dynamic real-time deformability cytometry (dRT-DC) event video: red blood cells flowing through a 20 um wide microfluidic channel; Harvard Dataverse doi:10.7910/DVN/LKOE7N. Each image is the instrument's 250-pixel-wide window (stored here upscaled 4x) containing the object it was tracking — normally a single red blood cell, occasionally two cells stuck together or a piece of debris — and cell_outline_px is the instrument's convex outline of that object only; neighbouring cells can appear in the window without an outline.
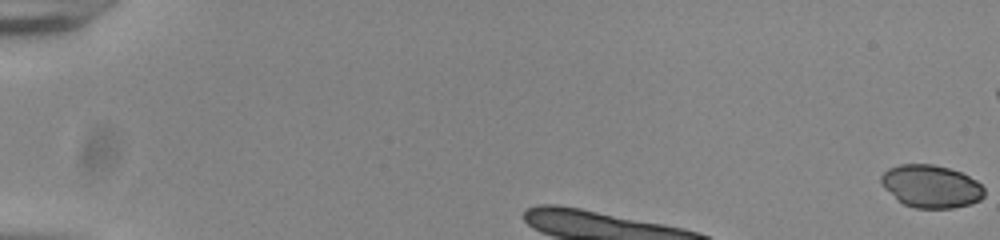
{"species": "common noctule bat (a hibernating species)", "species_latin": "Nyctalus noctula", "temperature_condition": "room temperature", "stored_images_in_passage": 8, "camera_frame_rate_fps": 3000, "um_per_image_px": 0.085, "animal": {"sex": "male", "body_mass_g": 20.0, "forearm_length_mm": 53.3}, "frame": {"image": 1, "passage_image": 1, "time_ms": 0.0, "image_size_px": [1000, 240], "cell_outline_px": [[984, 196], [980, 200], [972, 204], [952, 208], [916, 208], [904, 204], [896, 200], [880, 184], [880, 176], [888, 168], [900, 164], [932, 164], [948, 168], [960, 172], [976, 180], [984, 188]], "centroid_in_image_um": [79.11, 15.84], "position_along_channel_um": 5.9, "area_um2": 25.84}}